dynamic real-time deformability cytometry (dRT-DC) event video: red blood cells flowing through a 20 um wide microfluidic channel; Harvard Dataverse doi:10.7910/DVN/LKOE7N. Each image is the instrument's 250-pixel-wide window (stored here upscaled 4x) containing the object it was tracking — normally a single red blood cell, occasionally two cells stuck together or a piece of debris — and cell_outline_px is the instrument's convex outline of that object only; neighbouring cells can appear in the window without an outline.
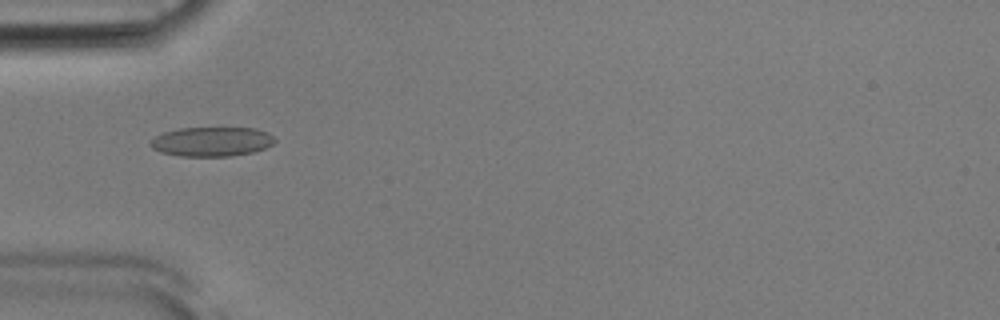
{"species": "Egyptian fruit bat (a non-hibernating species)", "species_latin": "Rousettus aegyptiacus", "temperature_condition": "room temperature", "stored_images_in_passage": 51, "camera_frame_rate_fps": 3000, "um_per_image_px": 0.085, "animal": {"sex": "male"}, "frame": {"image": 1, "passage_image": 16, "time_ms": 5.0, "image_size_px": [1000, 320], "cell_outline_px": [[276, 140], [272, 144], [264, 148], [252, 152], [228, 156], [180, 156], [160, 152], [152, 148], [148, 144], [156, 136], [164, 132], [180, 128], [256, 128], [268, 132]], "centroid_in_image_um": [17.98, 12.03], "position_along_channel_um": 67.0, "area_um2": 21.21}}
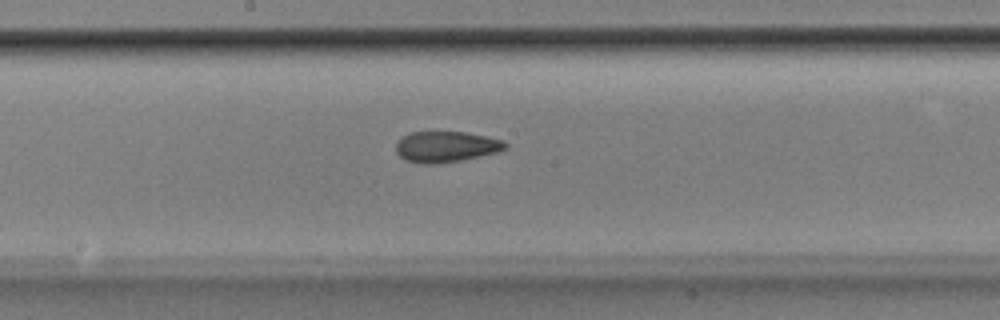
{"frame": {"image": 2, "passage_image": 27, "time_ms": 8.667, "image_size_px": [1000, 320], "cell_outline_px": [[508, 148], [496, 152], [460, 160], [436, 164], [420, 164], [404, 160], [396, 152], [396, 144], [400, 136], [408, 132], [464, 132], [488, 136], [504, 140], [508, 144]], "centroid_in_image_um": [37.88, 12.46], "position_along_channel_um": 210.3, "area_um2": 19.88}}
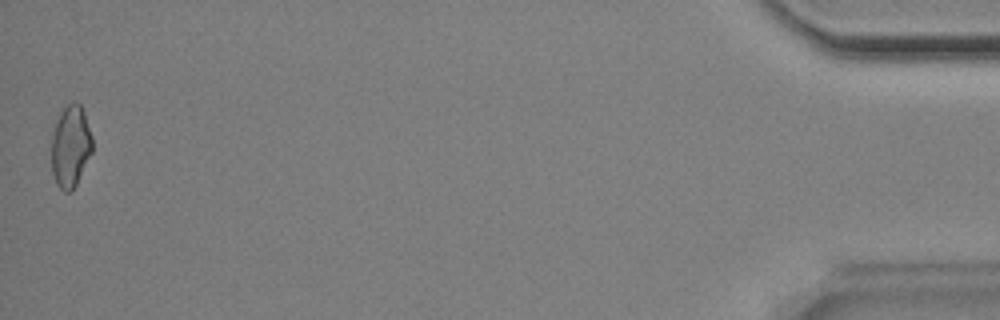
{"frame": {"image": 3, "passage_image": 51, "time_ms": 16.667, "image_size_px": [1000, 320], "cell_outline_px": [[92, 152], [76, 184], [68, 192], [64, 192], [56, 184], [52, 172], [52, 136], [56, 120], [60, 112], [68, 104], [80, 104], [84, 112], [92, 136]], "centroid_in_image_um": [5.99, 12.45], "position_along_channel_um": 429.2, "area_um2": 19.25}, "authors_computed_cell_mechanics": {"area_um2": 19.941, "velocity_mm_per_s": 3.9013, "shape_relaxation_time_tau1_ms": null, "shape_relaxation_time_tau2_ms": 2.5646, "deformation_change_tau1": null, "deformation_change_tau2": 0.0947}}